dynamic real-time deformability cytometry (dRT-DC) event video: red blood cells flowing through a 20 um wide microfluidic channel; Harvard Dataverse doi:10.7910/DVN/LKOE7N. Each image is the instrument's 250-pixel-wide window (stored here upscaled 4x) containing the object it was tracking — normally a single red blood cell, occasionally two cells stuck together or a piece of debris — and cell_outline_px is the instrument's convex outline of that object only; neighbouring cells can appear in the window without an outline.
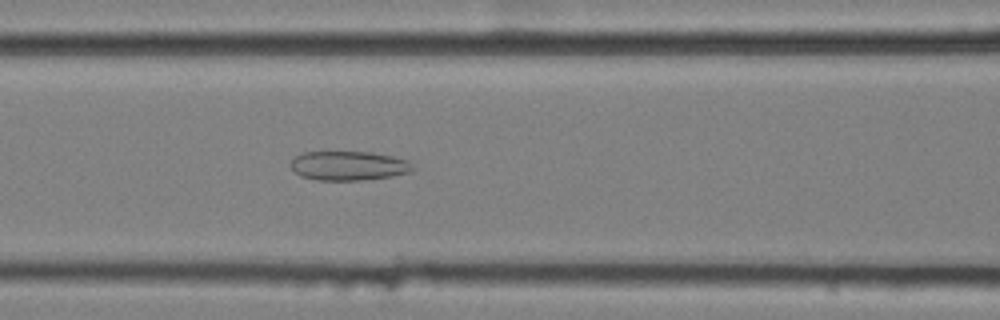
{"species": "common noctule bat (a hibernating species)", "species_latin": "Nyctalus noctula", "temperature_condition": "cold", "stored_images_in_passage": 52, "camera_frame_rate_fps": 3000, "um_per_image_px": 0.085, "animal": {"sex": "female", "body_mass_g": 25.1}, "frame": {"image": 1, "passage_image": 20, "time_ms": 6.333, "image_size_px": [1000, 320], "cell_outline_px": [[416, 168], [412, 172], [392, 176], [360, 180], [316, 180], [300, 176], [292, 168], [292, 160], [296, 156], [304, 152], [372, 152], [392, 156], [408, 160]], "centroid_in_image_um": [29.68, 14.09], "position_along_channel_um": 136.9, "area_um2": 20.81}}
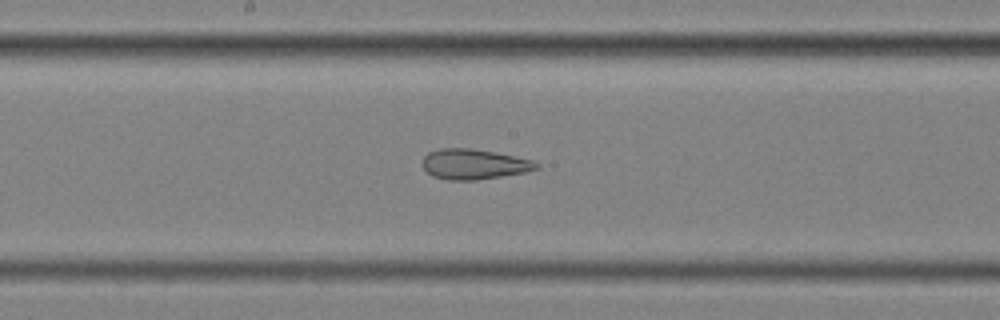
{"frame": {"image": 2, "passage_image": 26, "time_ms": 8.333, "image_size_px": [1000, 320], "cell_outline_px": [[540, 168], [524, 172], [476, 180], [448, 180], [432, 176], [420, 164], [424, 156], [428, 152], [440, 148], [472, 148], [496, 152], [532, 160], [540, 164]], "centroid_in_image_um": [40.26, 13.95], "position_along_channel_um": 207.9, "area_um2": 20.17}}
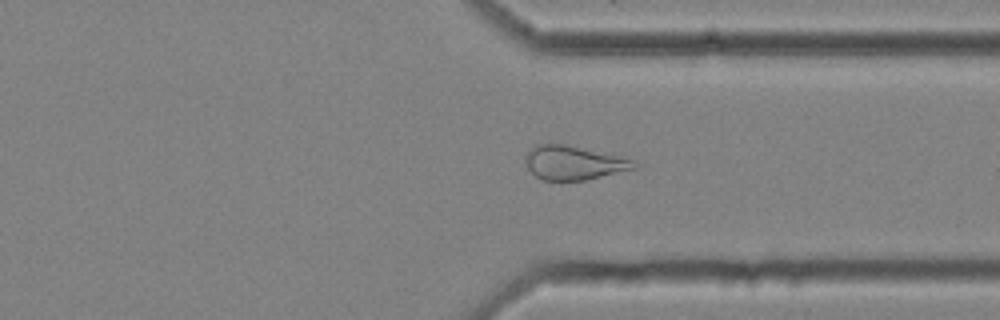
{"frame": {"image": 3, "passage_image": 39, "time_ms": 12.667, "image_size_px": [1000, 320], "cell_outline_px": [[636, 168], [584, 180], [544, 180], [536, 176], [528, 168], [524, 160], [524, 156], [536, 144], [564, 144], [636, 160]], "centroid_in_image_um": [48.73, 13.83], "position_along_channel_um": 362.7, "area_um2": 21.15}, "authors_computed_cell_mechanics": {"area_um2": 26.01, "velocity_mm_per_s": 3.5586, "shape_relaxation_time_tau1_ms": null, "shape_relaxation_time_tau2_ms": 3.1929, "deformation_change_tau1": null, "deformation_change_tau2": 0.1269}}